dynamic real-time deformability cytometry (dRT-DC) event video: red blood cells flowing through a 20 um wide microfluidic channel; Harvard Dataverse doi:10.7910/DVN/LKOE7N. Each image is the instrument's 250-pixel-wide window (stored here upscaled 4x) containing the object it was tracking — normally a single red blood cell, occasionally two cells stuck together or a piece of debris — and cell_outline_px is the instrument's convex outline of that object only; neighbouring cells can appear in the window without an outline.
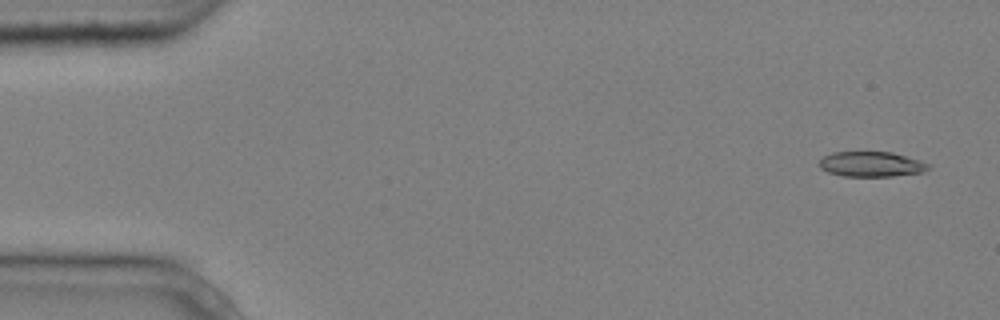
{"species": "common noctule bat (a hibernating species)", "species_latin": "Nyctalus noctula", "temperature_condition": "cold", "stored_images_in_passage": 6, "camera_frame_rate_fps": 3000, "um_per_image_px": 0.085, "animal": {"sex": "male", "body_mass_g": 20.4}, "frame": {"image": 1, "passage_image": 1, "time_ms": 0.0, "image_size_px": [1000, 320], "cell_outline_px": [[932, 168], [924, 172], [892, 176], [844, 176], [828, 172], [820, 168], [820, 160], [824, 156], [832, 152], [892, 152], [920, 160], [932, 164]], "centroid_in_image_um": [74.12, 13.95], "position_along_channel_um": 10.9, "area_um2": 16.07}}
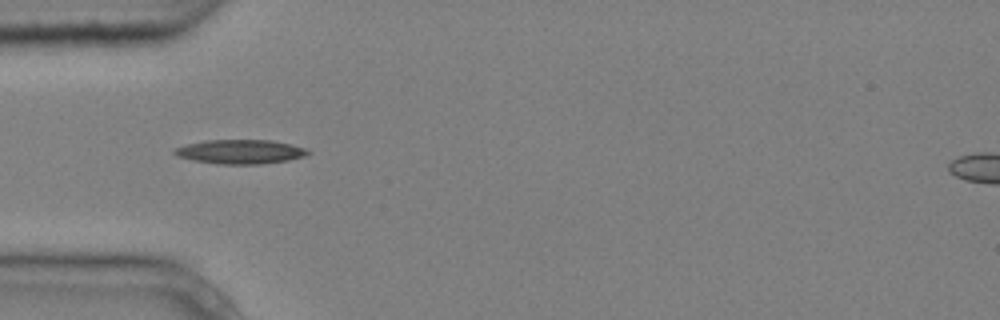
{"frame": {"image": 2, "passage_image": 5, "time_ms": 1.333, "image_size_px": [1000, 320], "cell_outline_px": [[312, 152], [308, 156], [288, 160], [260, 164], [216, 164], [192, 160], [176, 156], [172, 152], [172, 148], [184, 144], [204, 140], [272, 140], [292, 144], [304, 148]], "centroid_in_image_um": [20.39, 12.89], "position_along_channel_um": 64.6, "area_um2": 19.19}}
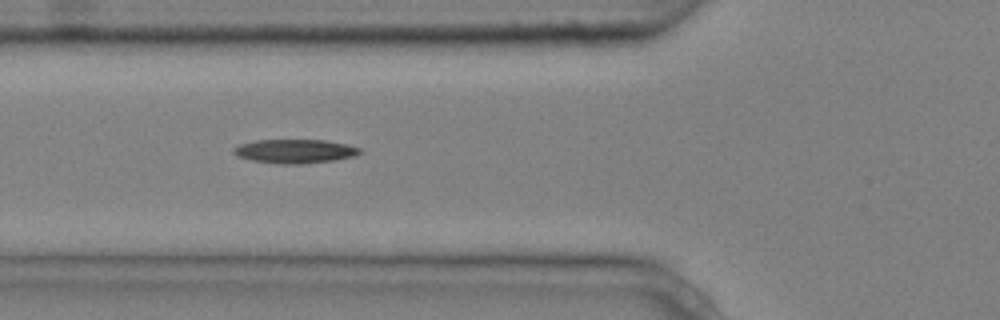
{"frame": {"image": 3, "passage_image": 6, "time_ms": 1.667, "image_size_px": [1000, 320], "cell_outline_px": [[360, 152], [356, 156], [336, 160], [300, 164], [280, 164], [252, 160], [236, 156], [232, 152], [232, 148], [240, 144], [256, 140], [324, 140], [348, 144], [360, 148]], "centroid_in_image_um": [25.06, 12.85], "position_along_channel_um": 100.7, "area_um2": 17.69}}